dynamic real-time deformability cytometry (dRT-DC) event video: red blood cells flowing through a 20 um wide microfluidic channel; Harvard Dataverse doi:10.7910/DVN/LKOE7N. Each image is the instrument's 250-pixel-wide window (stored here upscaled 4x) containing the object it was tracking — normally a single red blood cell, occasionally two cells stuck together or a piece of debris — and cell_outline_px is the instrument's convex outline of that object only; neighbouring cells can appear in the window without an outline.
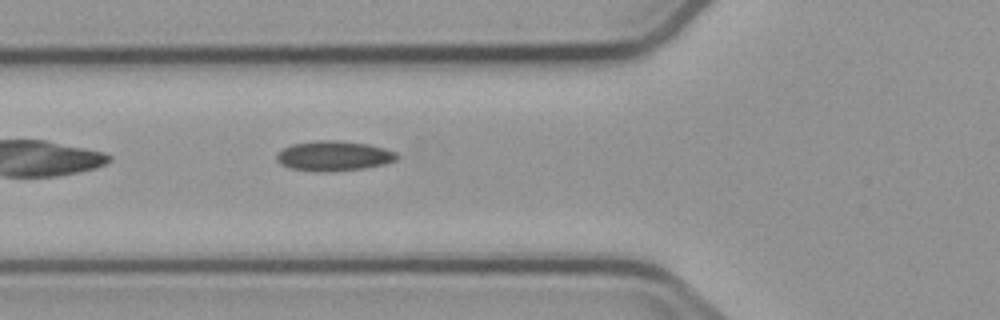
{"species": "common noctule bat (a hibernating species)", "species_latin": "Nyctalus noctula", "temperature_condition": "cold", "stored_images_in_passage": 5, "camera_frame_rate_fps": 3000, "um_per_image_px": 0.085, "animal": {"sex": "male", "body_mass_g": 23.1, "forearm_length_mm": 52.7}, "frame": {"image": 1, "passage_image": 5, "time_ms": 5.667, "image_size_px": [1000, 320], "cell_outline_px": [[396, 160], [384, 164], [364, 168], [332, 172], [316, 172], [288, 168], [280, 164], [276, 160], [276, 156], [284, 148], [292, 144], [316, 140], [340, 140], [368, 144], [384, 148], [396, 152]], "centroid_in_image_um": [28.34, 13.26], "position_along_channel_um": 97.5, "area_um2": 21.15}}